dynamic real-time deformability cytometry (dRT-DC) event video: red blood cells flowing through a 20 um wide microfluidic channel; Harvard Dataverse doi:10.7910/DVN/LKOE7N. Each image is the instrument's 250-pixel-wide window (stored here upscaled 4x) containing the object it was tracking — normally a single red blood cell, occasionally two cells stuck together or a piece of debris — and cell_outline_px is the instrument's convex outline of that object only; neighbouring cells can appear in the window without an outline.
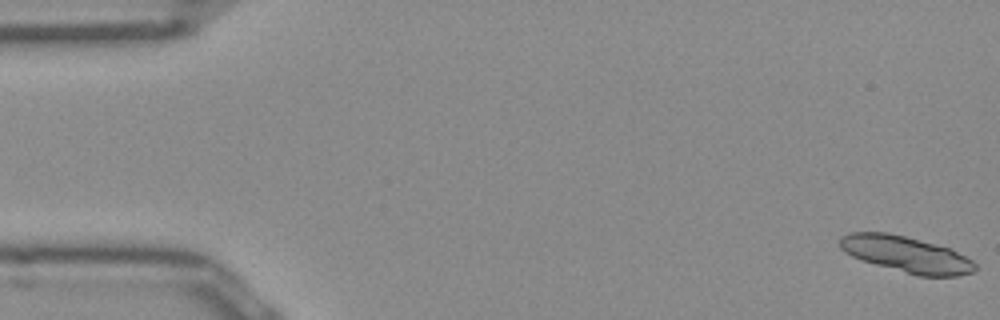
{"species": "Egyptian fruit bat (a non-hibernating species)", "species_latin": "Rousettus aegyptiacus", "temperature_condition": "room temperature", "stored_images_in_passage": 14, "camera_frame_rate_fps": 3000, "um_per_image_px": 0.085, "frame": {"image": 1, "passage_image": 1, "time_ms": 0.0, "image_size_px": [1000, 320], "cell_outline_px": [[976, 268], [972, 272], [956, 276], [916, 276], [876, 264], [852, 256], [844, 252], [840, 248], [840, 236], [848, 232], [888, 232], [952, 248], [972, 260], [976, 264]], "centroid_in_image_um": [77.03, 21.61], "position_along_channel_um": 8.0, "area_um2": 28.44}}
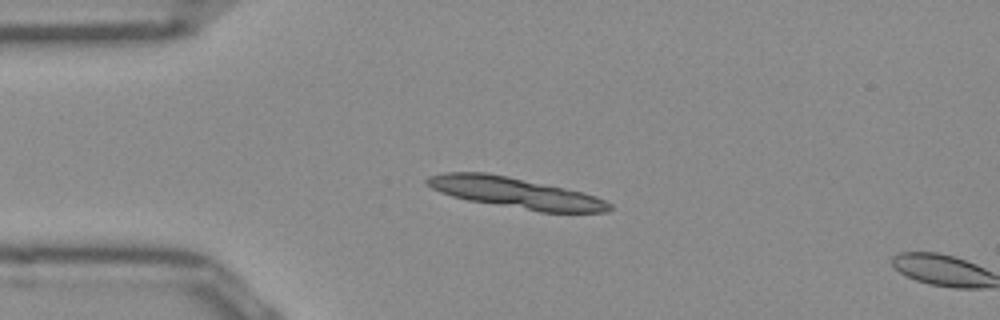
{"frame": {"image": 2, "passage_image": 12, "time_ms": 3.667, "image_size_px": [1000, 320], "cell_outline_px": [[612, 208], [608, 212], [540, 212], [468, 200], [452, 196], [440, 192], [424, 184], [424, 180], [428, 176], [444, 172], [488, 172], [508, 176], [580, 192], [596, 196], [612, 204]], "centroid_in_image_um": [43.75, 16.39], "position_along_channel_um": 41.3, "area_um2": 32.48}}